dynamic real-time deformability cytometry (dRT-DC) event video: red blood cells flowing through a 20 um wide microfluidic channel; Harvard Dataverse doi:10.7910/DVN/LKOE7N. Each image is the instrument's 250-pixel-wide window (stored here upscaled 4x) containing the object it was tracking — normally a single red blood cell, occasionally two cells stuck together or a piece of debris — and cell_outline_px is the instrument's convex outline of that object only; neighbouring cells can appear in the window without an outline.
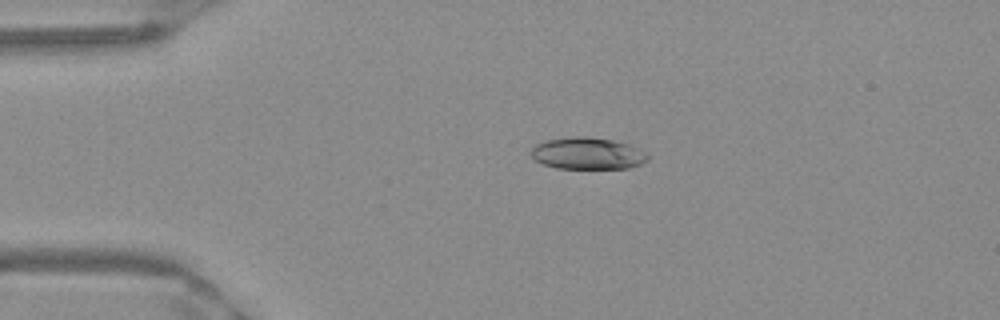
{"species": "Egyptian fruit bat (a non-hibernating species)", "species_latin": "Rousettus aegyptiacus", "temperature_condition": "warm", "stored_images_in_passage": 43, "camera_frame_rate_fps": 3000, "um_per_image_px": 0.085, "frame": {"image": 1, "passage_image": 3, "time_ms": 0.667, "image_size_px": [1000, 320], "cell_outline_px": [[648, 160], [640, 164], [628, 168], [556, 168], [544, 164], [536, 160], [528, 152], [536, 144], [548, 140], [572, 136], [588, 136], [612, 140], [628, 144], [644, 152], [648, 156]], "centroid_in_image_um": [49.91, 13.03], "position_along_channel_um": 35.1, "area_um2": 21.5}}
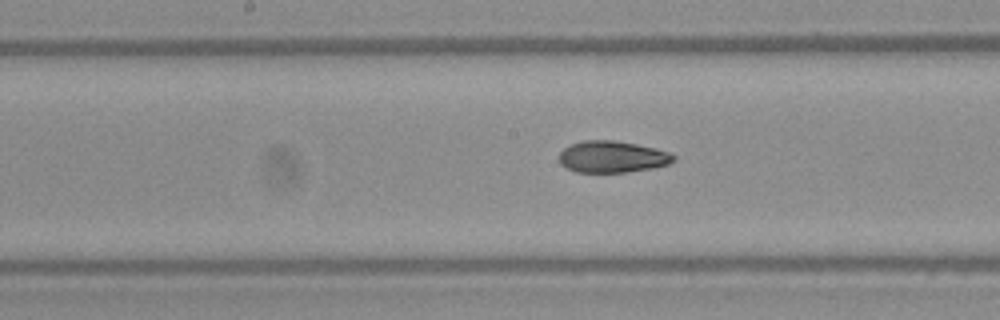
{"frame": {"image": 2, "passage_image": 18, "time_ms": 5.667, "image_size_px": [1000, 320], "cell_outline_px": [[676, 160], [668, 164], [652, 168], [628, 172], [576, 172], [564, 168], [560, 164], [560, 152], [564, 148], [572, 144], [584, 140], [612, 140], [636, 144], [656, 148], [668, 152], [676, 156]], "centroid_in_image_um": [52.04, 13.33], "position_along_channel_um": 196.2, "area_um2": 21.15}}
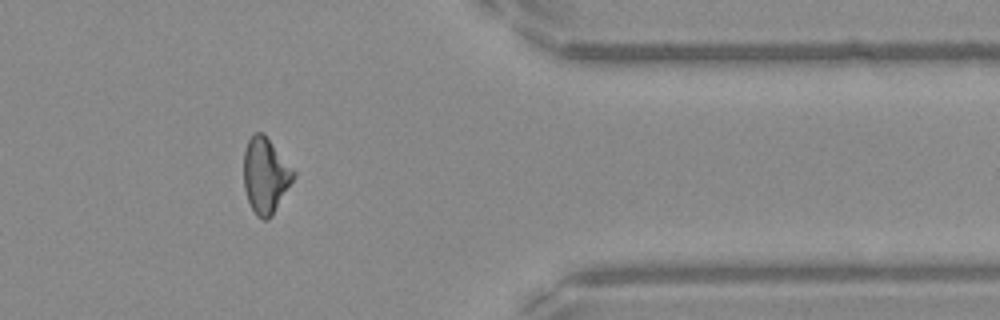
{"frame": {"image": 3, "passage_image": 34, "time_ms": 11.0, "image_size_px": [1000, 320], "cell_outline_px": [[296, 176], [272, 216], [268, 220], [264, 220], [256, 216], [248, 200], [244, 188], [244, 152], [248, 140], [252, 132], [264, 132], [296, 172]], "centroid_in_image_um": [22.57, 14.9], "position_along_channel_um": 388.8, "area_um2": 22.14}, "authors_computed_cell_mechanics": {"area_um2": 21.7906, "velocity_mm_per_s": 3.9827, "shape_relaxation_time_tau1_ms": 9.3841, "shape_relaxation_time_tau2_ms": 2.9347, "deformation_change_tau1": 0.2226, "deformation_change_tau2": 0.0914}}